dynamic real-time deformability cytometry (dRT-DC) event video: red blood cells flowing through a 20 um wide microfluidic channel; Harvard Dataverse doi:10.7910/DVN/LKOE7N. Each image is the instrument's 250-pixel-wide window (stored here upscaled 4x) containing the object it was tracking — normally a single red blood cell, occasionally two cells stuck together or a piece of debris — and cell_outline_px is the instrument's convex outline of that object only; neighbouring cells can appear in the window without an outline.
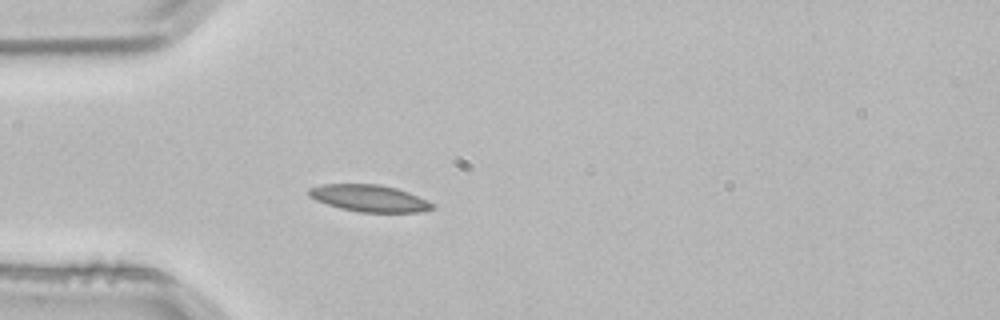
{"species": "common noctule bat (a hibernating species)", "species_latin": "Nyctalus noctula", "temperature_condition": "room temperature", "stored_images_in_passage": 1, "camera_frame_rate_fps": 3000, "um_per_image_px": 0.085, "animal": {"sex": "male", "body_mass_g": 21.5, "forearm_length_mm": 52.0}, "frame": {"image": 1, "passage_image": 1, "time_ms": 0.0, "image_size_px": [1000, 320], "cell_outline_px": [[436, 208], [420, 212], [360, 212], [340, 208], [316, 200], [308, 196], [308, 188], [324, 184], [380, 184], [396, 188], [408, 192], [432, 204]], "centroid_in_image_um": [31.35, 16.85], "position_along_channel_um": 53.6, "area_um2": 19.13}}